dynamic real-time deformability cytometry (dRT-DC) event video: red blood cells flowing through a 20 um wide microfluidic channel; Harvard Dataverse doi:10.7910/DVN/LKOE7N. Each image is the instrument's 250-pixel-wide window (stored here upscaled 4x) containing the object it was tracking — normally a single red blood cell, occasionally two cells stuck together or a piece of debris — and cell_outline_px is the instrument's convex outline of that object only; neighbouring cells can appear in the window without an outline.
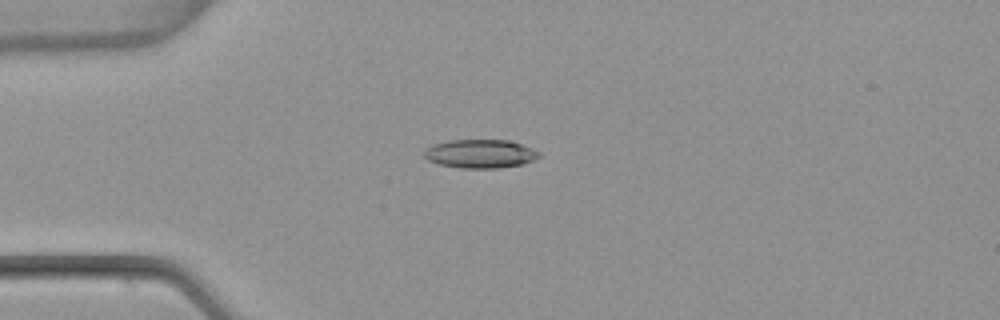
{"species": "common noctule bat (a hibernating species)", "species_latin": "Nyctalus noctula", "temperature_condition": "warm", "stored_images_in_passage": 42, "camera_frame_rate_fps": 3000, "um_per_image_px": 0.085, "animal": {"sex": "female", "body_mass_g": 22.7, "forearm_length_mm": 54.2}, "frame": {"image": 1, "passage_image": 3, "time_ms": 0.667, "image_size_px": [1000, 320], "cell_outline_px": [[540, 156], [532, 160], [520, 164], [500, 168], [460, 168], [440, 164], [428, 160], [424, 156], [424, 148], [432, 144], [448, 140], [508, 140], [532, 148], [540, 152]], "centroid_in_image_um": [40.78, 13.06], "position_along_channel_um": 44.2, "area_um2": 19.13}}
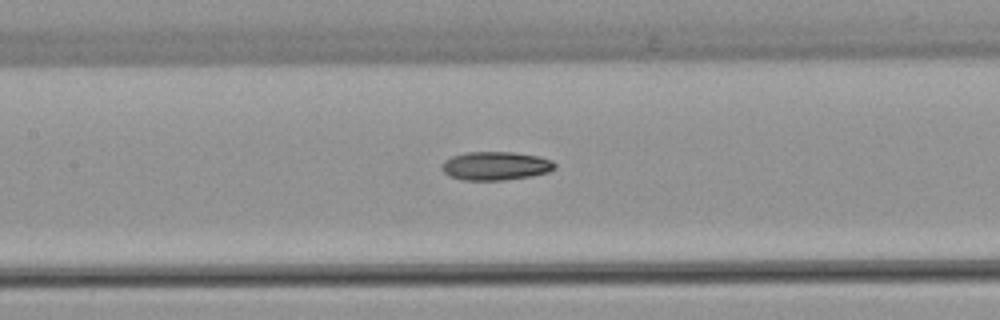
{"frame": {"image": 2, "passage_image": 14, "time_ms": 4.333, "image_size_px": [1000, 320], "cell_outline_px": [[556, 168], [548, 172], [532, 176], [500, 180], [464, 180], [452, 176], [444, 172], [440, 168], [440, 164], [444, 160], [452, 156], [468, 152], [512, 152], [540, 156], [552, 160], [556, 164]], "centroid_in_image_um": [42.14, 14.09], "position_along_channel_um": 165.3, "area_um2": 18.84}}
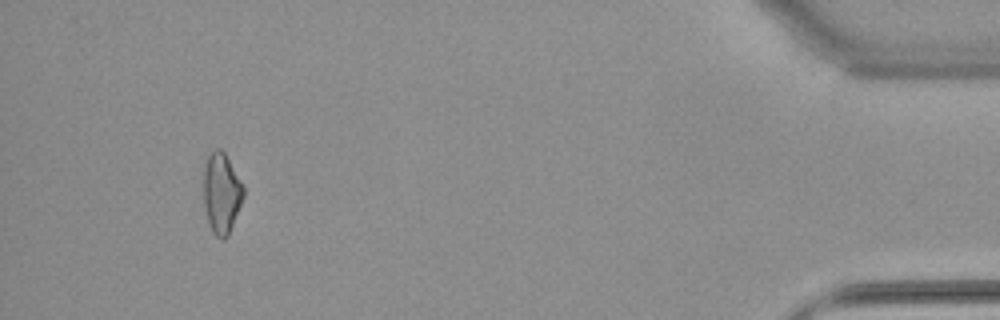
{"frame": {"image": 3, "passage_image": 39, "time_ms": 12.667, "image_size_px": [1000, 320], "cell_outline_px": [[244, 196], [228, 236], [224, 240], [220, 240], [212, 232], [208, 220], [204, 204], [204, 168], [208, 156], [216, 148], [220, 148], [224, 152], [244, 184]], "centroid_in_image_um": [18.84, 16.42], "position_along_channel_um": 416.4, "area_um2": 18.73}, "authors_computed_cell_mechanics": {"area_um2": 18.4671, "velocity_mm_per_s": 3.8565, "shape_relaxation_time_tau1_ms": null, "shape_relaxation_time_tau2_ms": 6.4769, "deformation_change_tau1": null, "deformation_change_tau2": 0.1539}}